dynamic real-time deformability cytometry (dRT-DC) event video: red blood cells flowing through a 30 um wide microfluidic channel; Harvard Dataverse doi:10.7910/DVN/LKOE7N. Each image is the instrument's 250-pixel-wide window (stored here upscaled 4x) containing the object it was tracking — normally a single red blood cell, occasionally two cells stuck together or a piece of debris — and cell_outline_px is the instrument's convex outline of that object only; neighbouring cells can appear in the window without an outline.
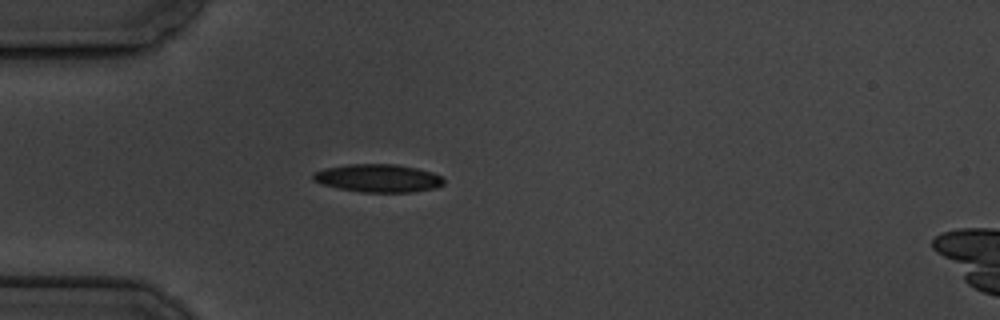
{"species": "common noctule bat (a hibernating species)", "species_latin": "Nyctalus noctula", "temperature_condition": "cold", "stored_images_in_passage": 4, "camera_frame_rate_fps": 3000, "um_per_image_px": 0.085, "animal": {"sex": "male", "body_mass_g": 19.5, "forearm_length_mm": 54.6}, "frame": {"image": 1, "passage_image": 4, "time_ms": 3.333, "image_size_px": [1000, 320], "cell_outline_px": [[444, 184], [436, 188], [412, 192], [360, 192], [340, 188], [324, 184], [312, 180], [312, 172], [324, 168], [348, 164], [396, 164], [416, 168], [432, 172], [440, 176], [444, 180]], "centroid_in_image_um": [32.14, 15.14], "position_along_channel_um": 52.9, "area_um2": 21.33}}